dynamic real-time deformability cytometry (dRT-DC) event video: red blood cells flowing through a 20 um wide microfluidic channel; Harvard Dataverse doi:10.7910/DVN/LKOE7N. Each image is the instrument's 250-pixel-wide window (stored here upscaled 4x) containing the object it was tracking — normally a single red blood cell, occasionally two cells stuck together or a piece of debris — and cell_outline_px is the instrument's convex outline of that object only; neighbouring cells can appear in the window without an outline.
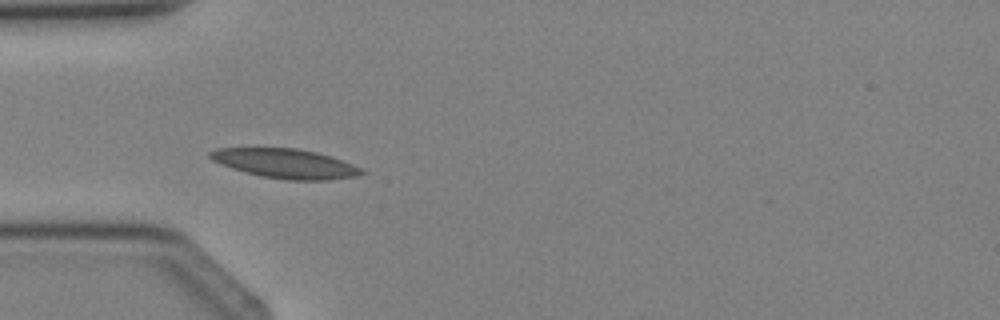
{"species": "Egyptian fruit bat (a non-hibernating species)", "species_latin": "Rousettus aegyptiacus", "temperature_condition": "cold", "stored_images_in_passage": 4, "camera_frame_rate_fps": 3000, "um_per_image_px": 0.085, "animal": {"sex": "female"}, "frame": {"image": 1, "passage_image": 3, "time_ms": 2.333, "image_size_px": [1000, 320], "cell_outline_px": [[368, 172], [356, 176], [324, 180], [288, 180], [260, 176], [232, 168], [220, 164], [212, 160], [208, 156], [208, 152], [216, 148], [296, 148], [316, 152], [364, 168]], "centroid_in_image_um": [24.25, 13.9], "position_along_channel_um": 60.8, "area_um2": 25.89}}
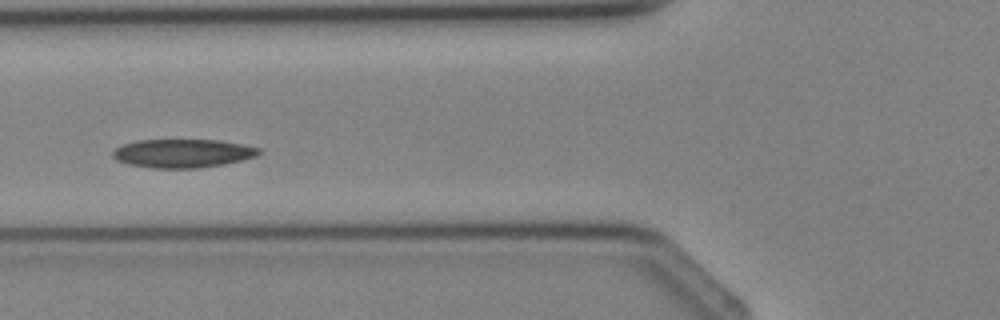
{"frame": {"image": 2, "passage_image": 4, "time_ms": 3.333, "image_size_px": [1000, 320], "cell_outline_px": [[260, 152], [256, 156], [224, 164], [200, 168], [152, 168], [128, 164], [116, 160], [112, 156], [112, 152], [116, 148], [124, 144], [136, 140], [220, 140], [244, 144], [260, 148]], "centroid_in_image_um": [15.52, 13.03], "position_along_channel_um": 110.3, "area_um2": 24.33}}